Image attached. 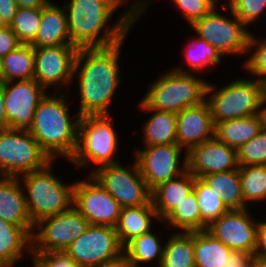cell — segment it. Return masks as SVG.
I'll return each mask as SVG.
<instances>
[{
	"label": "cell",
	"instance_id": "obj_1",
	"mask_svg": "<svg viewBox=\"0 0 266 267\" xmlns=\"http://www.w3.org/2000/svg\"><path fill=\"white\" fill-rule=\"evenodd\" d=\"M125 41L109 47L78 48L72 87L77 85L80 116L112 114L110 106L124 81L120 55Z\"/></svg>",
	"mask_w": 266,
	"mask_h": 267
},
{
	"label": "cell",
	"instance_id": "obj_2",
	"mask_svg": "<svg viewBox=\"0 0 266 267\" xmlns=\"http://www.w3.org/2000/svg\"><path fill=\"white\" fill-rule=\"evenodd\" d=\"M70 93L48 92L39 102L29 132L51 160L70 161L78 144L80 114L70 111ZM73 113V114H72ZM65 158V159H64Z\"/></svg>",
	"mask_w": 266,
	"mask_h": 267
},
{
	"label": "cell",
	"instance_id": "obj_3",
	"mask_svg": "<svg viewBox=\"0 0 266 267\" xmlns=\"http://www.w3.org/2000/svg\"><path fill=\"white\" fill-rule=\"evenodd\" d=\"M63 5L71 44L77 48L109 47L131 32L100 0H69Z\"/></svg>",
	"mask_w": 266,
	"mask_h": 267
},
{
	"label": "cell",
	"instance_id": "obj_4",
	"mask_svg": "<svg viewBox=\"0 0 266 267\" xmlns=\"http://www.w3.org/2000/svg\"><path fill=\"white\" fill-rule=\"evenodd\" d=\"M110 116V114H100L80 117L77 149L69 161L75 170L88 169L89 172L86 174L90 175L101 166L121 162L122 157L118 158L121 137L114 125L113 114Z\"/></svg>",
	"mask_w": 266,
	"mask_h": 267
},
{
	"label": "cell",
	"instance_id": "obj_5",
	"mask_svg": "<svg viewBox=\"0 0 266 267\" xmlns=\"http://www.w3.org/2000/svg\"><path fill=\"white\" fill-rule=\"evenodd\" d=\"M56 162L58 161L52 160L44 168L18 177L25 194L28 214L34 225L73 206L76 179L71 180L72 182L61 180L53 170Z\"/></svg>",
	"mask_w": 266,
	"mask_h": 267
},
{
	"label": "cell",
	"instance_id": "obj_6",
	"mask_svg": "<svg viewBox=\"0 0 266 267\" xmlns=\"http://www.w3.org/2000/svg\"><path fill=\"white\" fill-rule=\"evenodd\" d=\"M265 97L264 81L242 75L221 86L208 80L205 100L215 125L262 113Z\"/></svg>",
	"mask_w": 266,
	"mask_h": 267
},
{
	"label": "cell",
	"instance_id": "obj_7",
	"mask_svg": "<svg viewBox=\"0 0 266 267\" xmlns=\"http://www.w3.org/2000/svg\"><path fill=\"white\" fill-rule=\"evenodd\" d=\"M158 75L140 98L149 108L179 113L205 101L208 81L199 74L180 73L170 67Z\"/></svg>",
	"mask_w": 266,
	"mask_h": 267
},
{
	"label": "cell",
	"instance_id": "obj_8",
	"mask_svg": "<svg viewBox=\"0 0 266 267\" xmlns=\"http://www.w3.org/2000/svg\"><path fill=\"white\" fill-rule=\"evenodd\" d=\"M222 2L208 15L194 21L189 26L190 30L196 34L195 36L212 45L223 58L234 56L239 60L241 56L245 60L252 30L232 12L224 1Z\"/></svg>",
	"mask_w": 266,
	"mask_h": 267
},
{
	"label": "cell",
	"instance_id": "obj_9",
	"mask_svg": "<svg viewBox=\"0 0 266 267\" xmlns=\"http://www.w3.org/2000/svg\"><path fill=\"white\" fill-rule=\"evenodd\" d=\"M51 161L29 131L0 129V176L20 177Z\"/></svg>",
	"mask_w": 266,
	"mask_h": 267
},
{
	"label": "cell",
	"instance_id": "obj_10",
	"mask_svg": "<svg viewBox=\"0 0 266 267\" xmlns=\"http://www.w3.org/2000/svg\"><path fill=\"white\" fill-rule=\"evenodd\" d=\"M133 162V163H132ZM128 165V166H126ZM123 207H138L151 201V190L145 183L136 160L104 165L90 174Z\"/></svg>",
	"mask_w": 266,
	"mask_h": 267
},
{
	"label": "cell",
	"instance_id": "obj_11",
	"mask_svg": "<svg viewBox=\"0 0 266 267\" xmlns=\"http://www.w3.org/2000/svg\"><path fill=\"white\" fill-rule=\"evenodd\" d=\"M77 52L78 48L72 44L34 47V79L47 92L69 93Z\"/></svg>",
	"mask_w": 266,
	"mask_h": 267
},
{
	"label": "cell",
	"instance_id": "obj_12",
	"mask_svg": "<svg viewBox=\"0 0 266 267\" xmlns=\"http://www.w3.org/2000/svg\"><path fill=\"white\" fill-rule=\"evenodd\" d=\"M138 147L131 154L151 191L187 171V152L177 143Z\"/></svg>",
	"mask_w": 266,
	"mask_h": 267
},
{
	"label": "cell",
	"instance_id": "obj_13",
	"mask_svg": "<svg viewBox=\"0 0 266 267\" xmlns=\"http://www.w3.org/2000/svg\"><path fill=\"white\" fill-rule=\"evenodd\" d=\"M88 220L72 206L67 211L46 217L34 226L32 252L65 251L89 226Z\"/></svg>",
	"mask_w": 266,
	"mask_h": 267
},
{
	"label": "cell",
	"instance_id": "obj_14",
	"mask_svg": "<svg viewBox=\"0 0 266 267\" xmlns=\"http://www.w3.org/2000/svg\"><path fill=\"white\" fill-rule=\"evenodd\" d=\"M65 252L79 267H99L124 252L115 227L92 225Z\"/></svg>",
	"mask_w": 266,
	"mask_h": 267
},
{
	"label": "cell",
	"instance_id": "obj_15",
	"mask_svg": "<svg viewBox=\"0 0 266 267\" xmlns=\"http://www.w3.org/2000/svg\"><path fill=\"white\" fill-rule=\"evenodd\" d=\"M73 206L89 224L111 227H115L122 209L91 175L86 174L83 179H76Z\"/></svg>",
	"mask_w": 266,
	"mask_h": 267
},
{
	"label": "cell",
	"instance_id": "obj_16",
	"mask_svg": "<svg viewBox=\"0 0 266 267\" xmlns=\"http://www.w3.org/2000/svg\"><path fill=\"white\" fill-rule=\"evenodd\" d=\"M7 128L29 131L39 102L48 93L35 79L3 82Z\"/></svg>",
	"mask_w": 266,
	"mask_h": 267
},
{
	"label": "cell",
	"instance_id": "obj_17",
	"mask_svg": "<svg viewBox=\"0 0 266 267\" xmlns=\"http://www.w3.org/2000/svg\"><path fill=\"white\" fill-rule=\"evenodd\" d=\"M254 208L228 210L214 220L207 230L233 251H246L254 254L257 226ZM254 216V217H253Z\"/></svg>",
	"mask_w": 266,
	"mask_h": 267
},
{
	"label": "cell",
	"instance_id": "obj_18",
	"mask_svg": "<svg viewBox=\"0 0 266 267\" xmlns=\"http://www.w3.org/2000/svg\"><path fill=\"white\" fill-rule=\"evenodd\" d=\"M239 169L237 149L215 137L193 146L187 152V170L195 177Z\"/></svg>",
	"mask_w": 266,
	"mask_h": 267
},
{
	"label": "cell",
	"instance_id": "obj_19",
	"mask_svg": "<svg viewBox=\"0 0 266 267\" xmlns=\"http://www.w3.org/2000/svg\"><path fill=\"white\" fill-rule=\"evenodd\" d=\"M215 125L208 102L177 113V144L188 152L193 146L214 137Z\"/></svg>",
	"mask_w": 266,
	"mask_h": 267
},
{
	"label": "cell",
	"instance_id": "obj_20",
	"mask_svg": "<svg viewBox=\"0 0 266 267\" xmlns=\"http://www.w3.org/2000/svg\"><path fill=\"white\" fill-rule=\"evenodd\" d=\"M137 103V110L150 115L148 119L142 120L143 125L139 128L142 133L141 144L143 146L176 144L177 113L149 108L142 100Z\"/></svg>",
	"mask_w": 266,
	"mask_h": 267
},
{
	"label": "cell",
	"instance_id": "obj_21",
	"mask_svg": "<svg viewBox=\"0 0 266 267\" xmlns=\"http://www.w3.org/2000/svg\"><path fill=\"white\" fill-rule=\"evenodd\" d=\"M0 218L31 233L34 224L28 214L25 194L18 177L0 176Z\"/></svg>",
	"mask_w": 266,
	"mask_h": 267
},
{
	"label": "cell",
	"instance_id": "obj_22",
	"mask_svg": "<svg viewBox=\"0 0 266 267\" xmlns=\"http://www.w3.org/2000/svg\"><path fill=\"white\" fill-rule=\"evenodd\" d=\"M71 44L67 13L64 5L51 0L41 8V20L37 35L30 44L33 47H49Z\"/></svg>",
	"mask_w": 266,
	"mask_h": 267
},
{
	"label": "cell",
	"instance_id": "obj_23",
	"mask_svg": "<svg viewBox=\"0 0 266 267\" xmlns=\"http://www.w3.org/2000/svg\"><path fill=\"white\" fill-rule=\"evenodd\" d=\"M31 252L32 233L0 218V267H18Z\"/></svg>",
	"mask_w": 266,
	"mask_h": 267
},
{
	"label": "cell",
	"instance_id": "obj_24",
	"mask_svg": "<svg viewBox=\"0 0 266 267\" xmlns=\"http://www.w3.org/2000/svg\"><path fill=\"white\" fill-rule=\"evenodd\" d=\"M195 176L188 170L159 184L151 191V200L160 222H163L184 198L194 190Z\"/></svg>",
	"mask_w": 266,
	"mask_h": 267
},
{
	"label": "cell",
	"instance_id": "obj_25",
	"mask_svg": "<svg viewBox=\"0 0 266 267\" xmlns=\"http://www.w3.org/2000/svg\"><path fill=\"white\" fill-rule=\"evenodd\" d=\"M186 42L182 50L183 61L181 60V63L185 64L173 66V70L180 73L206 75L205 73H209L211 69H214L213 67L223 65V57L206 40L192 35Z\"/></svg>",
	"mask_w": 266,
	"mask_h": 267
},
{
	"label": "cell",
	"instance_id": "obj_26",
	"mask_svg": "<svg viewBox=\"0 0 266 267\" xmlns=\"http://www.w3.org/2000/svg\"><path fill=\"white\" fill-rule=\"evenodd\" d=\"M160 222L152 200L138 207H123L115 225L121 245L125 247L134 238L149 232Z\"/></svg>",
	"mask_w": 266,
	"mask_h": 267
},
{
	"label": "cell",
	"instance_id": "obj_27",
	"mask_svg": "<svg viewBox=\"0 0 266 267\" xmlns=\"http://www.w3.org/2000/svg\"><path fill=\"white\" fill-rule=\"evenodd\" d=\"M164 227H162L163 232L160 231L163 235L159 232V227L157 229L155 226L149 232L134 238L124 247V253L137 267H146L148 265L150 267H160L167 239L165 234L170 232L166 226ZM163 229L166 230L164 231Z\"/></svg>",
	"mask_w": 266,
	"mask_h": 267
},
{
	"label": "cell",
	"instance_id": "obj_28",
	"mask_svg": "<svg viewBox=\"0 0 266 267\" xmlns=\"http://www.w3.org/2000/svg\"><path fill=\"white\" fill-rule=\"evenodd\" d=\"M264 127L263 114L225 120L215 124L214 137L227 146L238 149L254 138Z\"/></svg>",
	"mask_w": 266,
	"mask_h": 267
},
{
	"label": "cell",
	"instance_id": "obj_29",
	"mask_svg": "<svg viewBox=\"0 0 266 267\" xmlns=\"http://www.w3.org/2000/svg\"><path fill=\"white\" fill-rule=\"evenodd\" d=\"M195 267H225L232 253L207 229L194 232Z\"/></svg>",
	"mask_w": 266,
	"mask_h": 267
},
{
	"label": "cell",
	"instance_id": "obj_30",
	"mask_svg": "<svg viewBox=\"0 0 266 267\" xmlns=\"http://www.w3.org/2000/svg\"><path fill=\"white\" fill-rule=\"evenodd\" d=\"M160 267H195L194 232H170Z\"/></svg>",
	"mask_w": 266,
	"mask_h": 267
},
{
	"label": "cell",
	"instance_id": "obj_31",
	"mask_svg": "<svg viewBox=\"0 0 266 267\" xmlns=\"http://www.w3.org/2000/svg\"><path fill=\"white\" fill-rule=\"evenodd\" d=\"M201 179L220 193L228 210L249 208L243 200L239 169L205 175Z\"/></svg>",
	"mask_w": 266,
	"mask_h": 267
},
{
	"label": "cell",
	"instance_id": "obj_32",
	"mask_svg": "<svg viewBox=\"0 0 266 267\" xmlns=\"http://www.w3.org/2000/svg\"><path fill=\"white\" fill-rule=\"evenodd\" d=\"M158 224L165 225L171 232L201 231V213L195 191L189 193L175 210Z\"/></svg>",
	"mask_w": 266,
	"mask_h": 267
},
{
	"label": "cell",
	"instance_id": "obj_33",
	"mask_svg": "<svg viewBox=\"0 0 266 267\" xmlns=\"http://www.w3.org/2000/svg\"><path fill=\"white\" fill-rule=\"evenodd\" d=\"M35 55L32 45L20 44L3 57V82L34 79Z\"/></svg>",
	"mask_w": 266,
	"mask_h": 267
},
{
	"label": "cell",
	"instance_id": "obj_34",
	"mask_svg": "<svg viewBox=\"0 0 266 267\" xmlns=\"http://www.w3.org/2000/svg\"><path fill=\"white\" fill-rule=\"evenodd\" d=\"M239 173L244 203L249 208L266 204V165L242 166Z\"/></svg>",
	"mask_w": 266,
	"mask_h": 267
},
{
	"label": "cell",
	"instance_id": "obj_35",
	"mask_svg": "<svg viewBox=\"0 0 266 267\" xmlns=\"http://www.w3.org/2000/svg\"><path fill=\"white\" fill-rule=\"evenodd\" d=\"M194 191L201 213V230L228 211L218 191L211 189L201 178L195 177Z\"/></svg>",
	"mask_w": 266,
	"mask_h": 267
},
{
	"label": "cell",
	"instance_id": "obj_36",
	"mask_svg": "<svg viewBox=\"0 0 266 267\" xmlns=\"http://www.w3.org/2000/svg\"><path fill=\"white\" fill-rule=\"evenodd\" d=\"M262 37L257 36L254 31L251 33L247 55L242 61L241 68L249 77L264 81L266 79V35Z\"/></svg>",
	"mask_w": 266,
	"mask_h": 267
},
{
	"label": "cell",
	"instance_id": "obj_37",
	"mask_svg": "<svg viewBox=\"0 0 266 267\" xmlns=\"http://www.w3.org/2000/svg\"><path fill=\"white\" fill-rule=\"evenodd\" d=\"M108 9H110L120 21H122L131 31L144 19L147 10L150 9L153 0H100ZM130 1V2H129ZM129 2V3H128ZM128 3V4H127ZM124 6V7H123ZM128 6V7H127ZM122 8V12H120ZM124 8V9H123ZM119 11V12H118ZM118 12V13H116ZM139 20V21H138Z\"/></svg>",
	"mask_w": 266,
	"mask_h": 267
},
{
	"label": "cell",
	"instance_id": "obj_38",
	"mask_svg": "<svg viewBox=\"0 0 266 267\" xmlns=\"http://www.w3.org/2000/svg\"><path fill=\"white\" fill-rule=\"evenodd\" d=\"M41 20V8L18 7L10 28L16 34L20 44L30 45L38 32Z\"/></svg>",
	"mask_w": 266,
	"mask_h": 267
},
{
	"label": "cell",
	"instance_id": "obj_39",
	"mask_svg": "<svg viewBox=\"0 0 266 267\" xmlns=\"http://www.w3.org/2000/svg\"><path fill=\"white\" fill-rule=\"evenodd\" d=\"M232 12L249 28L264 21L266 0H223ZM260 21V22H259ZM266 21V19H265Z\"/></svg>",
	"mask_w": 266,
	"mask_h": 267
},
{
	"label": "cell",
	"instance_id": "obj_40",
	"mask_svg": "<svg viewBox=\"0 0 266 267\" xmlns=\"http://www.w3.org/2000/svg\"><path fill=\"white\" fill-rule=\"evenodd\" d=\"M239 167L246 165H266V128L250 141L237 149Z\"/></svg>",
	"mask_w": 266,
	"mask_h": 267
},
{
	"label": "cell",
	"instance_id": "obj_41",
	"mask_svg": "<svg viewBox=\"0 0 266 267\" xmlns=\"http://www.w3.org/2000/svg\"><path fill=\"white\" fill-rule=\"evenodd\" d=\"M189 27L194 21L208 15L223 0H169Z\"/></svg>",
	"mask_w": 266,
	"mask_h": 267
},
{
	"label": "cell",
	"instance_id": "obj_42",
	"mask_svg": "<svg viewBox=\"0 0 266 267\" xmlns=\"http://www.w3.org/2000/svg\"><path fill=\"white\" fill-rule=\"evenodd\" d=\"M31 267H79L65 251H53L29 255Z\"/></svg>",
	"mask_w": 266,
	"mask_h": 267
},
{
	"label": "cell",
	"instance_id": "obj_43",
	"mask_svg": "<svg viewBox=\"0 0 266 267\" xmlns=\"http://www.w3.org/2000/svg\"><path fill=\"white\" fill-rule=\"evenodd\" d=\"M264 213H266L264 211ZM260 212L258 226H257V237H256V248H255V258L256 262L266 264V215ZM264 216V217H263Z\"/></svg>",
	"mask_w": 266,
	"mask_h": 267
},
{
	"label": "cell",
	"instance_id": "obj_44",
	"mask_svg": "<svg viewBox=\"0 0 266 267\" xmlns=\"http://www.w3.org/2000/svg\"><path fill=\"white\" fill-rule=\"evenodd\" d=\"M20 45L17 40L16 34L10 28L6 26L0 29V56L4 57L9 52L14 51Z\"/></svg>",
	"mask_w": 266,
	"mask_h": 267
},
{
	"label": "cell",
	"instance_id": "obj_45",
	"mask_svg": "<svg viewBox=\"0 0 266 267\" xmlns=\"http://www.w3.org/2000/svg\"><path fill=\"white\" fill-rule=\"evenodd\" d=\"M255 255L246 251H232L225 267H254Z\"/></svg>",
	"mask_w": 266,
	"mask_h": 267
},
{
	"label": "cell",
	"instance_id": "obj_46",
	"mask_svg": "<svg viewBox=\"0 0 266 267\" xmlns=\"http://www.w3.org/2000/svg\"><path fill=\"white\" fill-rule=\"evenodd\" d=\"M17 9L15 0H0V15L7 26L12 23Z\"/></svg>",
	"mask_w": 266,
	"mask_h": 267
},
{
	"label": "cell",
	"instance_id": "obj_47",
	"mask_svg": "<svg viewBox=\"0 0 266 267\" xmlns=\"http://www.w3.org/2000/svg\"><path fill=\"white\" fill-rule=\"evenodd\" d=\"M99 267H137L123 252L118 257L111 259Z\"/></svg>",
	"mask_w": 266,
	"mask_h": 267
},
{
	"label": "cell",
	"instance_id": "obj_48",
	"mask_svg": "<svg viewBox=\"0 0 266 267\" xmlns=\"http://www.w3.org/2000/svg\"><path fill=\"white\" fill-rule=\"evenodd\" d=\"M51 0H15L18 7L21 8H43Z\"/></svg>",
	"mask_w": 266,
	"mask_h": 267
},
{
	"label": "cell",
	"instance_id": "obj_49",
	"mask_svg": "<svg viewBox=\"0 0 266 267\" xmlns=\"http://www.w3.org/2000/svg\"><path fill=\"white\" fill-rule=\"evenodd\" d=\"M7 128L3 82H0V129Z\"/></svg>",
	"mask_w": 266,
	"mask_h": 267
},
{
	"label": "cell",
	"instance_id": "obj_50",
	"mask_svg": "<svg viewBox=\"0 0 266 267\" xmlns=\"http://www.w3.org/2000/svg\"><path fill=\"white\" fill-rule=\"evenodd\" d=\"M262 114L264 118V127L266 128V97L263 103V109H262Z\"/></svg>",
	"mask_w": 266,
	"mask_h": 267
},
{
	"label": "cell",
	"instance_id": "obj_51",
	"mask_svg": "<svg viewBox=\"0 0 266 267\" xmlns=\"http://www.w3.org/2000/svg\"><path fill=\"white\" fill-rule=\"evenodd\" d=\"M0 82H3V57L0 56Z\"/></svg>",
	"mask_w": 266,
	"mask_h": 267
},
{
	"label": "cell",
	"instance_id": "obj_52",
	"mask_svg": "<svg viewBox=\"0 0 266 267\" xmlns=\"http://www.w3.org/2000/svg\"><path fill=\"white\" fill-rule=\"evenodd\" d=\"M7 25L5 24V22L3 21L1 15H0V29L5 28Z\"/></svg>",
	"mask_w": 266,
	"mask_h": 267
},
{
	"label": "cell",
	"instance_id": "obj_53",
	"mask_svg": "<svg viewBox=\"0 0 266 267\" xmlns=\"http://www.w3.org/2000/svg\"><path fill=\"white\" fill-rule=\"evenodd\" d=\"M254 267H266V264L256 262Z\"/></svg>",
	"mask_w": 266,
	"mask_h": 267
},
{
	"label": "cell",
	"instance_id": "obj_54",
	"mask_svg": "<svg viewBox=\"0 0 266 267\" xmlns=\"http://www.w3.org/2000/svg\"><path fill=\"white\" fill-rule=\"evenodd\" d=\"M264 89H265V96H266V79L264 80Z\"/></svg>",
	"mask_w": 266,
	"mask_h": 267
}]
</instances>
